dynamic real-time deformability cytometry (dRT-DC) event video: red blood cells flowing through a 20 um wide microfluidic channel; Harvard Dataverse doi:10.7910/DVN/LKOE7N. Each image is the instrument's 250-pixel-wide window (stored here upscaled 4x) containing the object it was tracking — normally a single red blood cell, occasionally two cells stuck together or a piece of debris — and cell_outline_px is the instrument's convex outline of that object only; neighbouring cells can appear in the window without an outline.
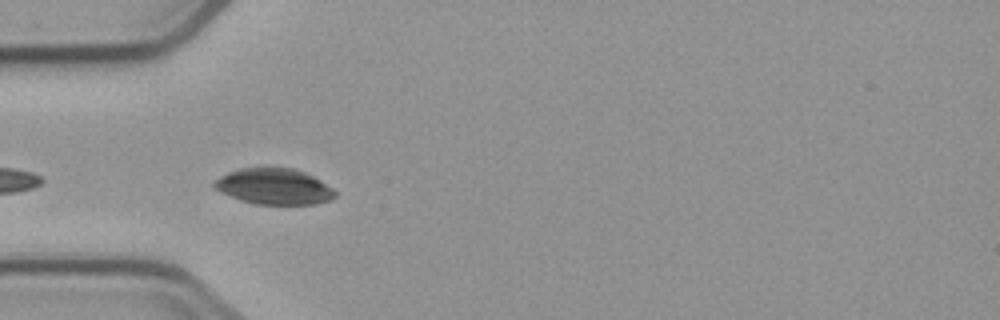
{"species": "common noctule bat (a hibernating species)", "species_latin": "Nyctalus noctula", "temperature_condition": "cold", "stored_images_in_passage": 6, "camera_frame_rate_fps": 3000, "um_per_image_px": 0.085, "animal": {"sex": "male", "body_mass_g": 23.1, "forearm_length_mm": 52.7}, "frame": {"image": 1, "passage_image": 5, "time_ms": 5.667, "image_size_px": [1000, 320], "cell_outline_px": [[336, 196], [332, 200], [316, 204], [256, 204], [240, 200], [220, 192], [212, 188], [212, 180], [228, 172], [240, 168], [292, 168], [304, 172], [320, 180], [332, 188], [336, 192]], "centroid_in_image_um": [23.26, 15.86], "position_along_channel_um": 61.7, "area_um2": 25.43}}
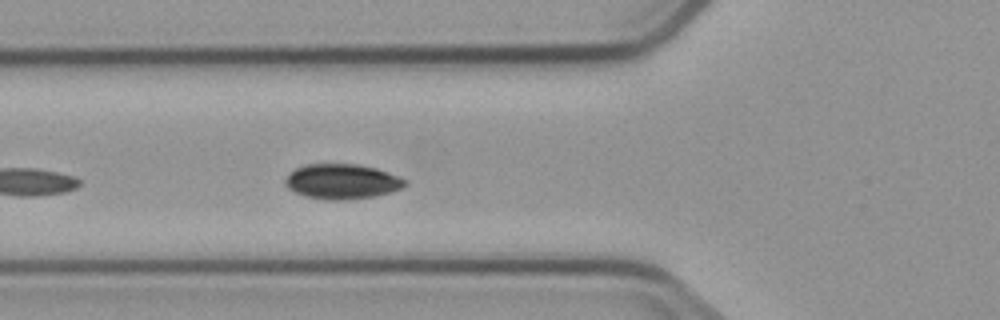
{"frame": {"image": 2, "passage_image": 6, "time_ms": 6.667, "image_size_px": [1000, 320], "cell_outline_px": [[408, 184], [392, 192], [372, 196], [344, 200], [324, 200], [304, 196], [288, 188], [284, 184], [284, 180], [288, 172], [304, 164], [356, 164], [376, 168], [400, 176], [408, 180]], "centroid_in_image_um": [29.06, 15.42], "position_along_channel_um": 96.7, "area_um2": 24.68}}